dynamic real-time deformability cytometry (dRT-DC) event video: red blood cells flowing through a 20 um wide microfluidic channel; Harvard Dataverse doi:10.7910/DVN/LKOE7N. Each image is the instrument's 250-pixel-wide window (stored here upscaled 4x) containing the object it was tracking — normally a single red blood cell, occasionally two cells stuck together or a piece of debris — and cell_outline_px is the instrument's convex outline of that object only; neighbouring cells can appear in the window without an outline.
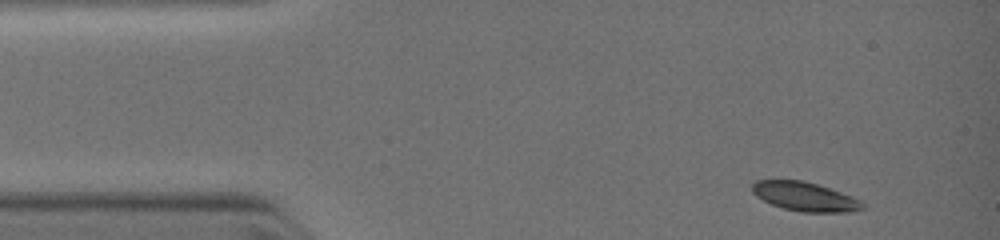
{"species": "common noctule bat (a hibernating species)", "species_latin": "Nyctalus noctula", "temperature_condition": "warm", "stored_images_in_passage": 26, "camera_frame_rate_fps": 3000, "um_per_image_px": 0.085, "animal": {"sex": "female", "body_mass_g": 19.0, "forearm_length_mm": 51.5}, "frame": {"image": 1, "passage_image": 1, "time_ms": 0.0, "image_size_px": [1000, 240], "cell_outline_px": [[864, 208], [848, 212], [800, 212], [784, 208], [772, 204], [756, 196], [752, 192], [752, 184], [756, 180], [804, 180], [852, 196], [860, 200], [864, 204]], "centroid_in_image_um": [68.4, 16.71], "position_along_channel_um": 16.6, "area_um2": 18.5}}
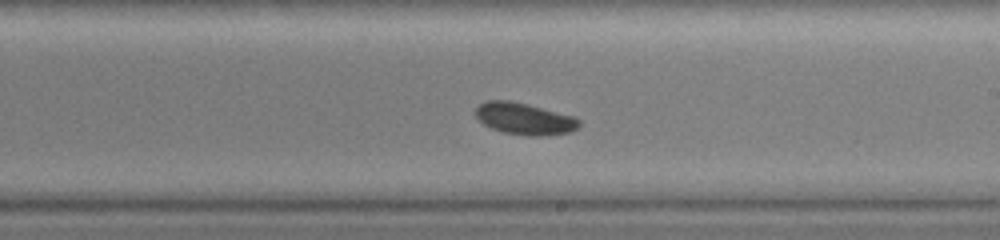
{"frame": {"image": 2, "passage_image": 16, "time_ms": 6.0, "image_size_px": [1000, 240], "cell_outline_px": [[580, 124], [572, 132], [540, 136], [528, 136], [504, 132], [492, 128], [484, 124], [476, 116], [476, 108], [484, 100], [508, 100], [528, 104], [576, 116], [580, 120]], "centroid_in_image_um": [44.61, 10.08], "position_along_channel_um": 244.4, "area_um2": 19.25}}
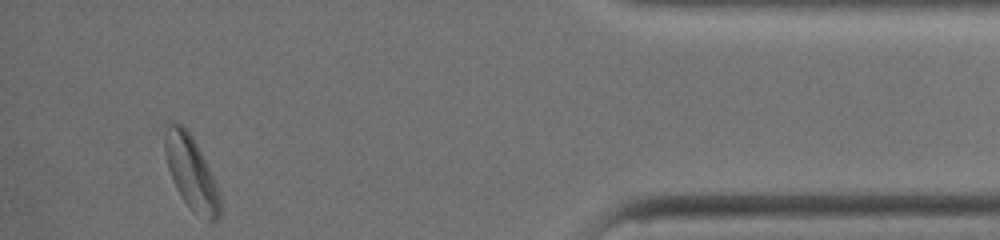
{"frame": {"image": 3, "passage_image": 26, "time_ms": 10.333, "image_size_px": [1000, 240], "cell_outline_px": [[220, 216], [212, 224], [192, 208], [184, 200], [176, 188], [172, 180], [168, 168], [164, 148], [164, 132], [168, 120], [172, 120], [180, 124], [192, 136], [216, 184], [220, 196]], "centroid_in_image_um": [16.22, 14.64], "position_along_channel_um": 419.0, "area_um2": 23.18}}